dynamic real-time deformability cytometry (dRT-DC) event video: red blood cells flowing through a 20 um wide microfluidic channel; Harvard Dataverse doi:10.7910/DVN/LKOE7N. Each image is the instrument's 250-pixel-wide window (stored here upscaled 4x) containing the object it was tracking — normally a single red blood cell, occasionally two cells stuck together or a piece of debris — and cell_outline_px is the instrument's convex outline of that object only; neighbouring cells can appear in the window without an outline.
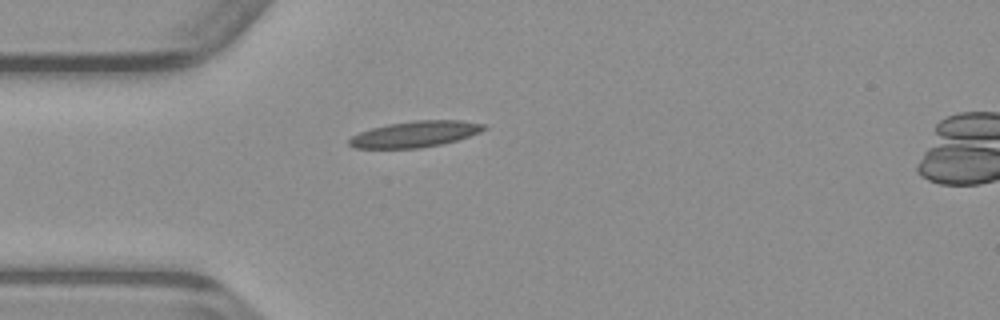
{"species": "common noctule bat (a hibernating species)", "species_latin": "Nyctalus noctula", "temperature_condition": "warm", "stored_images_in_passage": 33, "camera_frame_rate_fps": 3000, "um_per_image_px": 0.085, "animal": {"sex": "male", "body_mass_g": 23.1, "forearm_length_mm": 52.7}, "frame": {"image": 1, "passage_image": 1, "time_ms": 0.0, "image_size_px": [1000, 320], "cell_outline_px": [[488, 128], [480, 132], [444, 144], [420, 148], [352, 148], [348, 144], [348, 140], [352, 136], [360, 132], [372, 128], [388, 124], [412, 120], [460, 120], [484, 124]], "centroid_in_image_um": [35.28, 11.4], "position_along_channel_um": 49.7, "area_um2": 20.52}}
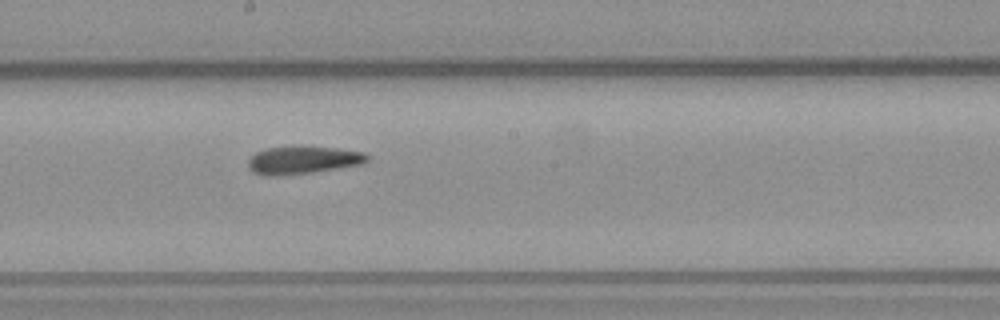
{"frame": {"image": 2, "passage_image": 14, "time_ms": 4.333, "image_size_px": [1000, 320], "cell_outline_px": [[368, 160], [364, 164], [312, 172], [280, 176], [264, 176], [252, 172], [248, 168], [248, 160], [256, 152], [268, 148], [336, 148], [364, 152], [368, 156]], "centroid_in_image_um": [25.73, 13.64], "position_along_channel_um": 222.5, "area_um2": 18.84}}
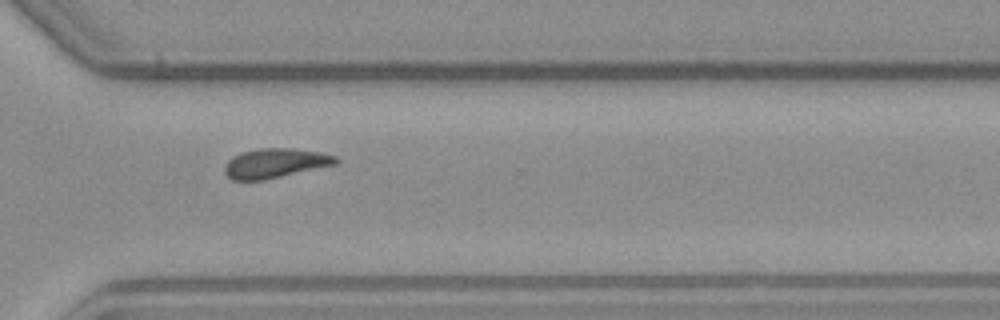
{"frame": {"image": 3, "passage_image": 23, "time_ms": 7.333, "image_size_px": [1000, 320], "cell_outline_px": [[340, 160], [336, 164], [264, 180], [232, 180], [224, 172], [224, 164], [232, 156], [240, 152], [256, 148], [292, 148], [320, 152], [336, 156]], "centroid_in_image_um": [23.36, 13.86], "position_along_channel_um": 347.2, "area_um2": 19.25}}